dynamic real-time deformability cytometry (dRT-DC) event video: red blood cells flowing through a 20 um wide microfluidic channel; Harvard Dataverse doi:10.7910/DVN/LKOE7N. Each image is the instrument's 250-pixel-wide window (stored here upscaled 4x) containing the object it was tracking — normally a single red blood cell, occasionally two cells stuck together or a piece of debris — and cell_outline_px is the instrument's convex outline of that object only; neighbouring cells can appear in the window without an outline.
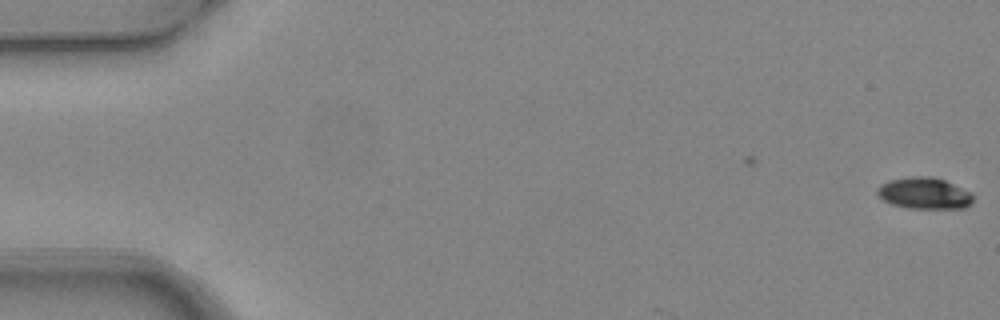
{"species": "common noctule bat (a hibernating species)", "species_latin": "Nyctalus noctula", "temperature_condition": "warm", "stored_images_in_passage": 3, "camera_frame_rate_fps": 3000, "um_per_image_px": 0.085, "animal": {"sex": "female", "body_mass_g": 24.6, "forearm_length_mm": 56.2}, "frame": {"image": 1, "passage_image": 1, "time_ms": 0.0, "image_size_px": [1000, 320], "cell_outline_px": [[972, 200], [964, 208], [908, 208], [892, 204], [884, 200], [876, 192], [876, 188], [880, 184], [888, 180], [912, 176], [932, 176], [944, 180], [972, 192]], "centroid_in_image_um": [78.54, 16.41], "position_along_channel_um": 6.5, "area_um2": 17.51}}